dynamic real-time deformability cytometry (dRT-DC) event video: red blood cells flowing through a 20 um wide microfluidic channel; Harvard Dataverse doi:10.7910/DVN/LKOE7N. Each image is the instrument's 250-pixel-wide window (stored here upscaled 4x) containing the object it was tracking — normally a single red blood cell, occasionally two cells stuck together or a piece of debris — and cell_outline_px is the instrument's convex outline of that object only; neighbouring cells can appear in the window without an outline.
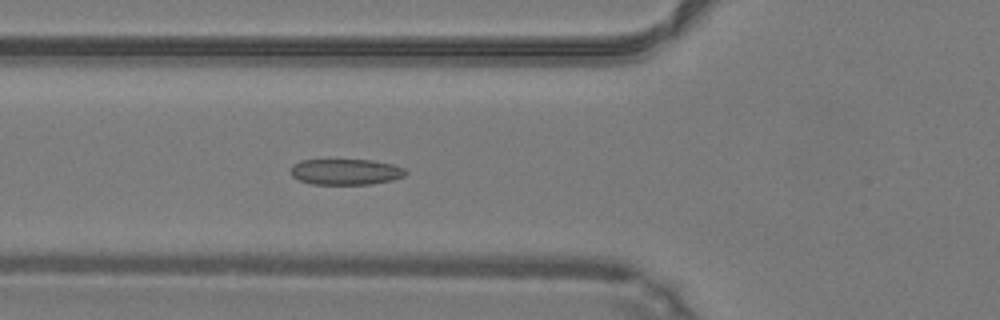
{"species": "common noctule bat (a hibernating species)", "species_latin": "Nyctalus noctula", "temperature_condition": "warm", "stored_images_in_passage": 40, "camera_frame_rate_fps": 3000, "um_per_image_px": 0.085, "animal": {"sex": "male", "body_mass_g": 19.2, "forearm_length_mm": 51.8}, "frame": {"image": 1, "passage_image": 9, "time_ms": 2.667, "image_size_px": [1000, 320], "cell_outline_px": [[408, 172], [404, 176], [392, 180], [372, 184], [312, 184], [300, 180], [292, 176], [292, 164], [300, 160], [372, 160], [392, 164], [404, 168]], "centroid_in_image_um": [29.4, 14.6], "position_along_channel_um": 96.4, "area_um2": 17.28}}
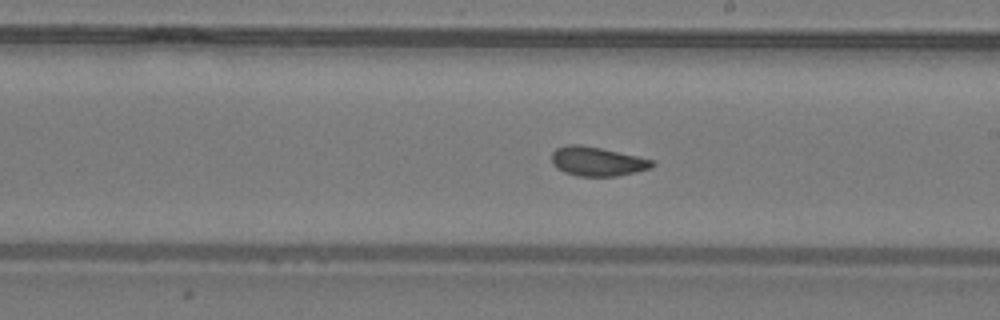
{"frame": {"image": 2, "passage_image": 19, "time_ms": 6.0, "image_size_px": [1000, 320], "cell_outline_px": [[656, 164], [652, 168], [616, 176], [580, 176], [564, 172], [556, 168], [552, 164], [552, 152], [556, 148], [564, 144], [580, 144], [600, 148], [636, 156], [652, 160]], "centroid_in_image_um": [50.72, 13.71], "position_along_channel_um": 238.3, "area_um2": 17.05}}
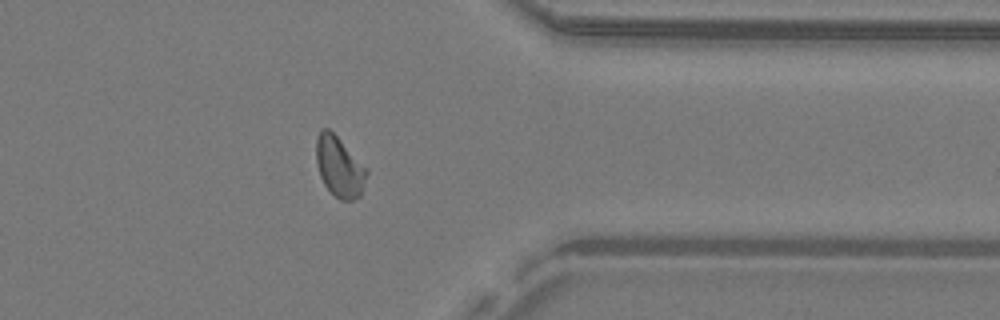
{"frame": {"image": 3, "passage_image": 30, "time_ms": 9.667, "image_size_px": [1000, 320], "cell_outline_px": [[368, 172], [360, 196], [352, 200], [340, 200], [324, 184], [320, 176], [316, 160], [316, 140], [320, 128], [328, 128], [368, 168]], "centroid_in_image_um": [28.85, 14.16], "position_along_channel_um": 382.6, "area_um2": 17.63}, "authors_computed_cell_mechanics": {"area_um2": 17.34, "velocity_mm_per_s": 4.2389, "shape_relaxation_time_tau1_ms": 4.2271, "shape_relaxation_time_tau2_ms": 1.0895, "deformation_change_tau1": 0.1292, "deformation_change_tau2": 0.058}}